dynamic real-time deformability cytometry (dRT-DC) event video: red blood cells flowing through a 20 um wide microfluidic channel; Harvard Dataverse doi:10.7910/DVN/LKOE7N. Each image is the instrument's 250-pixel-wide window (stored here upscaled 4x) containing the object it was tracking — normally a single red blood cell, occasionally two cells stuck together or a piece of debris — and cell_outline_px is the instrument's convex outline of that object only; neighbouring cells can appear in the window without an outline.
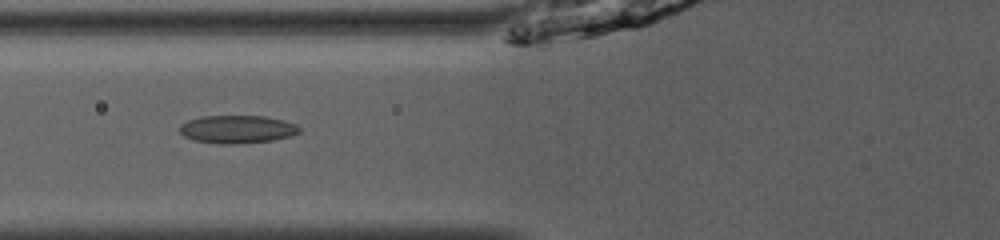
{"species": "common noctule bat (a hibernating species)", "species_latin": "Nyctalus noctula", "temperature_condition": "room temperature", "stored_images_in_passage": 34, "camera_frame_rate_fps": 3000, "um_per_image_px": 0.085, "animal": {"sex": "male", "body_mass_g": 13.0, "forearm_length_mm": 53.1}, "frame": {"image": 1, "passage_image": 5, "time_ms": 1.333, "image_size_px": [1000, 240], "cell_outline_px": [[300, 132], [292, 136], [272, 140], [232, 144], [220, 144], [192, 140], [184, 136], [180, 132], [180, 124], [188, 120], [200, 116], [264, 116], [284, 120], [296, 124], [300, 128]], "centroid_in_image_um": [20.16, 10.98], "position_along_channel_um": 105.6, "area_um2": 19.59}}
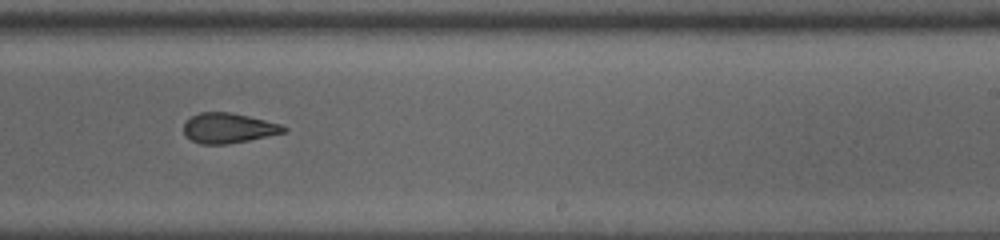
{"frame": {"image": 2, "passage_image": 17, "time_ms": 5.333, "image_size_px": [1000, 240], "cell_outline_px": [[288, 132], [228, 144], [200, 144], [192, 140], [184, 132], [184, 124], [192, 116], [200, 112], [232, 112], [280, 124], [288, 128]], "centroid_in_image_um": [19.44, 10.88], "position_along_channel_um": 269.6, "area_um2": 17.4}}
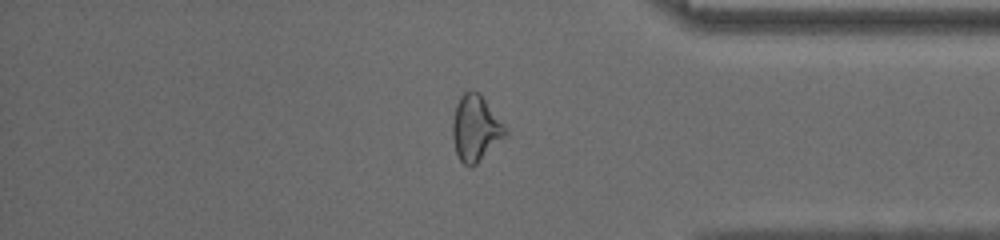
{"frame": {"image": 3, "passage_image": 27, "time_ms": 8.667, "image_size_px": [1000, 240], "cell_outline_px": [[508, 136], [472, 168], [468, 168], [460, 160], [456, 152], [452, 136], [452, 124], [456, 104], [460, 96], [464, 92], [480, 92], [508, 128]], "centroid_in_image_um": [40.47, 10.93], "position_along_channel_um": 394.7, "area_um2": 20.75}, "authors_computed_cell_mechanics": {"area_um2": 18.5249, "velocity_mm_per_s": 4.0895, "shape_relaxation_time_tau1_ms": 5.1604, "shape_relaxation_time_tau2_ms": 2.9323, "deformation_change_tau1": 0.1356, "deformation_change_tau2": 0.1089}}